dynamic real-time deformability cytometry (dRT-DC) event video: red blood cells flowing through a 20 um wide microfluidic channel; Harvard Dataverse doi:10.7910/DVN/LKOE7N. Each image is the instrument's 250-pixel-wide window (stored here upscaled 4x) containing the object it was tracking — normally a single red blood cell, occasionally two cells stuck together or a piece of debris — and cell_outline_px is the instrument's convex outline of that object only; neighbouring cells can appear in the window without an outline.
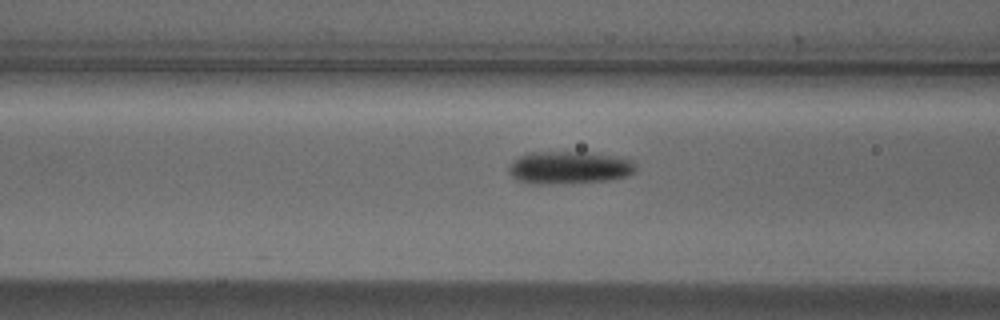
{"species": "Egyptian fruit bat (a non-hibernating species)", "species_latin": "Rousettus aegyptiacus", "temperature_condition": "cold", "stored_images_in_passage": 16, "camera_frame_rate_fps": 3000, "um_per_image_px": 0.085, "animal": {"sex": "male"}, "frame": {"image": 1, "passage_image": 14, "time_ms": 4.333, "image_size_px": [1000, 320], "cell_outline_px": [[636, 172], [628, 176], [608, 180], [568, 184], [540, 184], [516, 180], [508, 172], [508, 168], [512, 160], [528, 152], [588, 152], [616, 156], [632, 160], [636, 164]], "centroid_in_image_um": [48.39, 14.25], "position_along_channel_um": 118.2, "area_um2": 24.57}}